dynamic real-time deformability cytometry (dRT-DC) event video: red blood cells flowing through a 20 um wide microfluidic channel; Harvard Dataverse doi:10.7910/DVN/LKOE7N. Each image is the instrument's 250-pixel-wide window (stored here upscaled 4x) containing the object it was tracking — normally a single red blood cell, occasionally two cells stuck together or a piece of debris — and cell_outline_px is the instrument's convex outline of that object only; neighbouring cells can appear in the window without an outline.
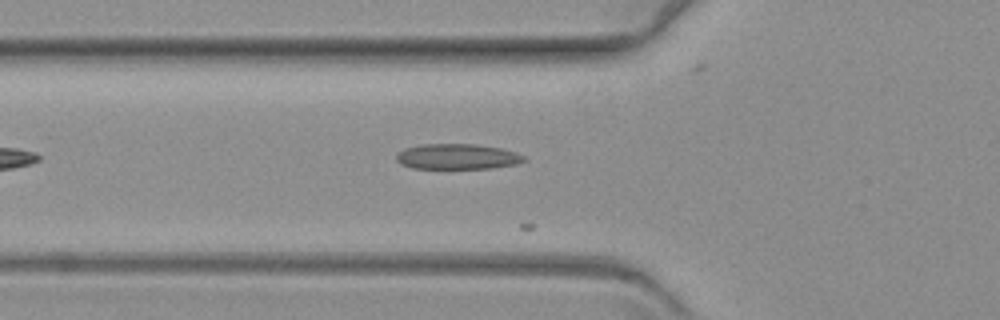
{"species": "common noctule bat (a hibernating species)", "species_latin": "Nyctalus noctula", "temperature_condition": "warm", "stored_images_in_passage": 20, "camera_frame_rate_fps": 3000, "um_per_image_px": 0.085, "animal": {"sex": "female", "body_mass_g": 19.3, "forearm_length_mm": 54.1}, "frame": {"image": 1, "passage_image": 10, "time_ms": 3.0, "image_size_px": [1000, 320], "cell_outline_px": [[528, 160], [516, 164], [492, 168], [412, 168], [400, 164], [396, 160], [396, 152], [404, 148], [420, 144], [476, 144], [500, 148], [516, 152], [524, 156]], "centroid_in_image_um": [38.85, 13.3], "position_along_channel_um": 87.0, "area_um2": 19.07}}